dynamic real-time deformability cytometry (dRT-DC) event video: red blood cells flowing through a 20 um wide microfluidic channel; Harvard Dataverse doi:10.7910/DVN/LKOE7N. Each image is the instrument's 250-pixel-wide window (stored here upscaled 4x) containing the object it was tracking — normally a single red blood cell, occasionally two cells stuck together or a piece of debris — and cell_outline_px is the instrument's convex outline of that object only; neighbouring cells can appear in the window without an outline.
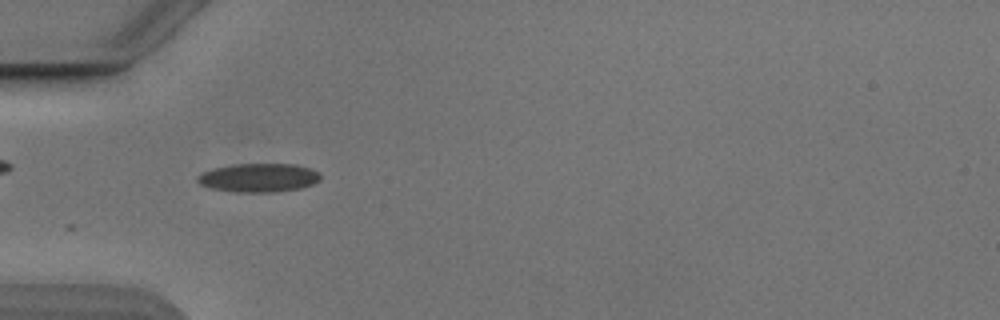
{"species": "Egyptian fruit bat (a non-hibernating species)", "species_latin": "Rousettus aegyptiacus", "temperature_condition": "cold", "stored_images_in_passage": 37, "camera_frame_rate_fps": 3000, "um_per_image_px": 0.085, "animal": {"sex": "male"}, "frame": {"image": 1, "passage_image": 1, "time_ms": 0.0, "image_size_px": [1000, 320], "cell_outline_px": [[320, 180], [312, 184], [300, 188], [272, 192], [236, 192], [212, 188], [200, 184], [196, 180], [196, 176], [212, 168], [236, 164], [296, 164], [320, 172]], "centroid_in_image_um": [21.98, 15.1], "position_along_channel_um": 63.0, "area_um2": 20.46}}
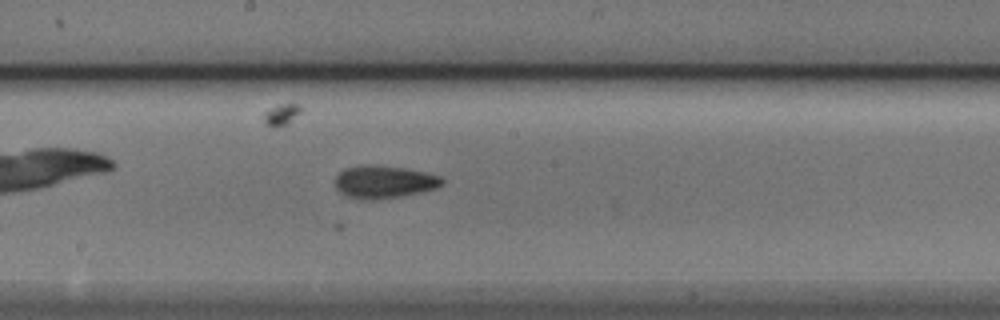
{"frame": {"image": 2, "passage_image": 13, "time_ms": 4.0, "image_size_px": [1000, 320], "cell_outline_px": [[444, 184], [436, 188], [424, 192], [400, 196], [372, 200], [360, 200], [348, 196], [340, 192], [336, 188], [336, 176], [344, 168], [360, 164], [372, 164], [404, 168], [424, 172], [440, 176], [444, 180]], "centroid_in_image_um": [32.64, 15.45], "position_along_channel_um": 215.6, "area_um2": 20.58}}
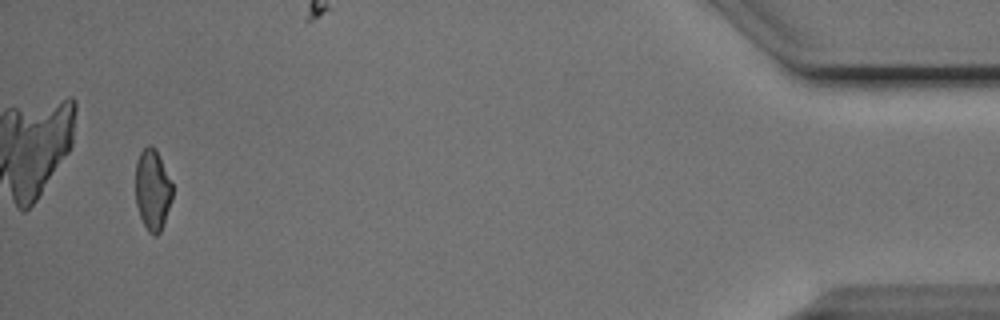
{"frame": {"image": 3, "passage_image": 35, "time_ms": 11.333, "image_size_px": [1000, 320], "cell_outline_px": [[172, 200], [160, 232], [156, 236], [152, 236], [148, 232], [140, 216], [136, 204], [136, 160], [140, 152], [148, 144], [152, 144], [156, 148], [172, 184]], "centroid_in_image_um": [12.96, 16.12], "position_along_channel_um": 422.2, "area_um2": 17.46}, "authors_computed_cell_mechanics": {"area_um2": 18.5538, "velocity_mm_per_s": 3.8519, "shape_relaxation_time_tau1_ms": 2.0631, "shape_relaxation_time_tau2_ms": null, "deformation_change_tau1": 0.4588, "deformation_change_tau2": null}}